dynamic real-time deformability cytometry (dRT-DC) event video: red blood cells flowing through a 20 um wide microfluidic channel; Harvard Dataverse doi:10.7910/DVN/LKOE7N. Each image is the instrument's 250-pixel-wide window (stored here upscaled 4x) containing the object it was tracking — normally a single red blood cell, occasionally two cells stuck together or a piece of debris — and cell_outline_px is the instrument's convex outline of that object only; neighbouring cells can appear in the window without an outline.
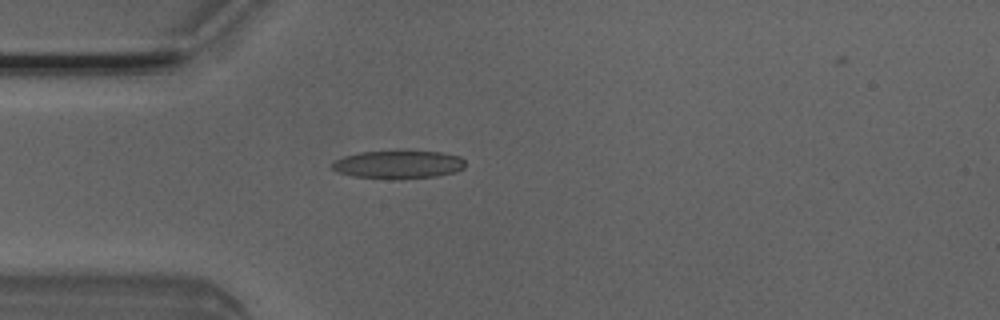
{"species": "Egyptian fruit bat (a non-hibernating species)", "species_latin": "Rousettus aegyptiacus", "temperature_condition": "room temperature", "stored_images_in_passage": 5, "camera_frame_rate_fps": 3000, "um_per_image_px": 0.085, "animal": {"sex": "male"}, "frame": {"image": 1, "passage_image": 4, "time_ms": 1.0, "image_size_px": [1000, 320], "cell_outline_px": [[464, 168], [456, 172], [436, 176], [400, 180], [396, 180], [352, 176], [336, 172], [332, 168], [332, 160], [344, 156], [360, 152], [396, 148], [444, 152], [460, 156], [464, 160]], "centroid_in_image_um": [33.85, 13.95], "position_along_channel_um": 51.2, "area_um2": 23.18}}